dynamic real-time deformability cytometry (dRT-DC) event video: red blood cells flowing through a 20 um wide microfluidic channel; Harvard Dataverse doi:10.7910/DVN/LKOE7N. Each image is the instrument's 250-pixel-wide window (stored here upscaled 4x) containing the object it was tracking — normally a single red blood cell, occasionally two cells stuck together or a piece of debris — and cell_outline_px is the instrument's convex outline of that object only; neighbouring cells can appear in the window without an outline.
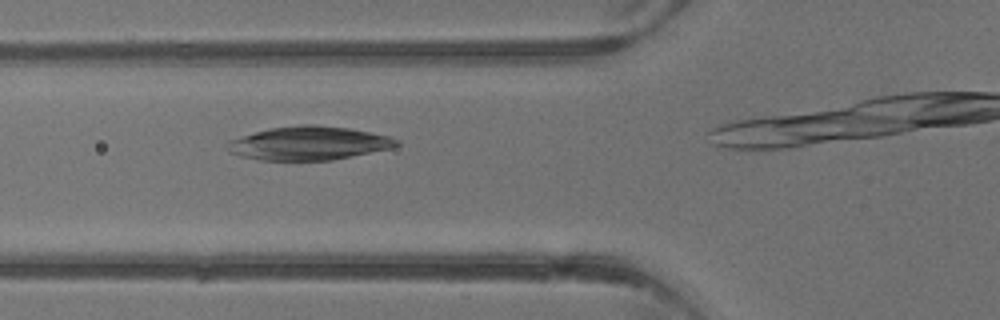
{"species": "common noctule bat (a hibernating species)", "species_latin": "Nyctalus noctula", "temperature_condition": "warm", "stored_images_in_passage": 4, "camera_frame_rate_fps": 3000, "um_per_image_px": 0.085, "animal": {"sex": "male", "body_mass_g": 13.3}, "frame": {"image": 1, "passage_image": 3, "time_ms": 2.333, "image_size_px": [1000, 320], "cell_outline_px": [[400, 144], [388, 148], [352, 156], [332, 160], [260, 160], [240, 156], [232, 152], [224, 144], [228, 140], [256, 132], [272, 128], [304, 124], [316, 124], [348, 128], [388, 136], [400, 140]], "centroid_in_image_um": [26.22, 12.17], "position_along_channel_um": 99.6, "area_um2": 32.77}}